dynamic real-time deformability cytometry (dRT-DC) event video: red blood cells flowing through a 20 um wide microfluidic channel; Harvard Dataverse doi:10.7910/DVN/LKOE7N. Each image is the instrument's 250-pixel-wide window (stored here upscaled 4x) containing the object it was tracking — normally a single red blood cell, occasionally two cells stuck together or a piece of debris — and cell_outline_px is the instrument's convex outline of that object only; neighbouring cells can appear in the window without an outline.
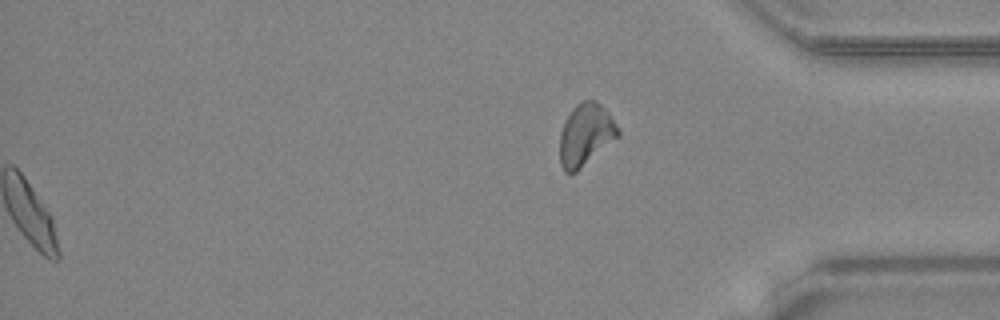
{"species": "common noctule bat (a hibernating species)", "species_latin": "Nyctalus noctula", "temperature_condition": "warm", "stored_images_in_passage": 42, "segment_of_instrument_passage": [2, 2], "camera_frame_rate_fps": 3000, "um_per_image_px": 0.085, "animal": {"sex": "female", "body_mass_g": 24.6, "forearm_length_mm": 56.2}, "frame": {"image": 1, "passage_image": 42, "time_ms": 13.667, "image_size_px": [1000, 320], "cell_outline_px": [[620, 136], [576, 172], [564, 172], [560, 164], [560, 132], [572, 108], [576, 104], [584, 100], [596, 100], [608, 112], [616, 124], [620, 132]], "centroid_in_image_um": [49.79, 11.45], "position_along_channel_um": 385.4, "area_um2": 20.98}}